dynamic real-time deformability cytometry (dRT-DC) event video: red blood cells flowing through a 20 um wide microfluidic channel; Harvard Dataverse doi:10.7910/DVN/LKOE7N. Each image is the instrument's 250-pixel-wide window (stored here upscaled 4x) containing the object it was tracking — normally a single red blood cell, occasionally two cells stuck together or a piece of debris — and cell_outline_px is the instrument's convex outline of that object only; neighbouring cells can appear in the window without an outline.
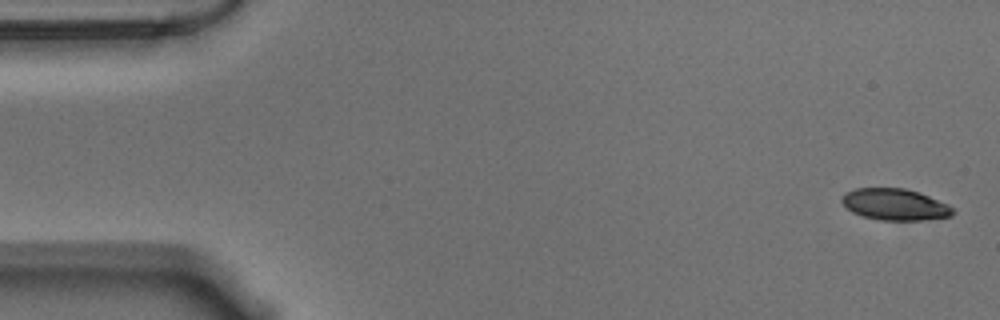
{"species": "Egyptian fruit bat (a non-hibernating species)", "species_latin": "Rousettus aegyptiacus", "temperature_condition": "warm", "stored_images_in_passage": 3, "camera_frame_rate_fps": 3000, "um_per_image_px": 0.085, "animal": {"sex": "male"}, "frame": {"image": 1, "passage_image": 1, "time_ms": 0.0, "image_size_px": [1000, 320], "cell_outline_px": [[956, 212], [952, 216], [916, 220], [880, 220], [864, 216], [852, 212], [840, 200], [844, 192], [856, 188], [904, 188], [928, 196], [948, 204]], "centroid_in_image_um": [76.05, 17.37], "position_along_channel_um": 9.0, "area_um2": 20.17}}